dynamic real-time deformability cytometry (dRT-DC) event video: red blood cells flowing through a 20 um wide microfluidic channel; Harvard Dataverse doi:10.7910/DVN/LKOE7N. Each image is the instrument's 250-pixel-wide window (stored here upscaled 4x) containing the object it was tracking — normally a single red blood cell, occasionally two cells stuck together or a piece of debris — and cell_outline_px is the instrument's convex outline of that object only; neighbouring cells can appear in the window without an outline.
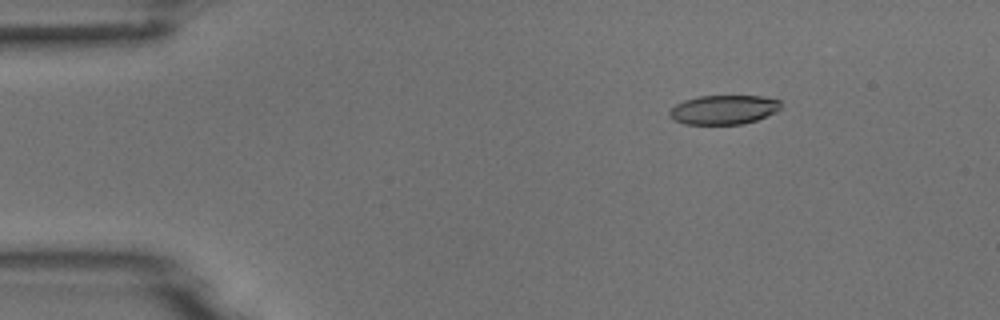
{"species": "common noctule bat (a hibernating species)", "species_latin": "Nyctalus noctula", "temperature_condition": "room temperature", "stored_images_in_passage": 4, "camera_frame_rate_fps": 3000, "um_per_image_px": 0.085, "animal": {"sex": "male", "body_mass_g": 18.8}, "frame": {"image": 1, "passage_image": 3, "time_ms": 2.333, "image_size_px": [1000, 320], "cell_outline_px": [[780, 108], [776, 112], [756, 120], [744, 124], [684, 124], [672, 120], [668, 116], [668, 112], [676, 104], [684, 100], [700, 96], [760, 96], [780, 100]], "centroid_in_image_um": [61.48, 9.33], "position_along_channel_um": 23.5, "area_um2": 19.02}}